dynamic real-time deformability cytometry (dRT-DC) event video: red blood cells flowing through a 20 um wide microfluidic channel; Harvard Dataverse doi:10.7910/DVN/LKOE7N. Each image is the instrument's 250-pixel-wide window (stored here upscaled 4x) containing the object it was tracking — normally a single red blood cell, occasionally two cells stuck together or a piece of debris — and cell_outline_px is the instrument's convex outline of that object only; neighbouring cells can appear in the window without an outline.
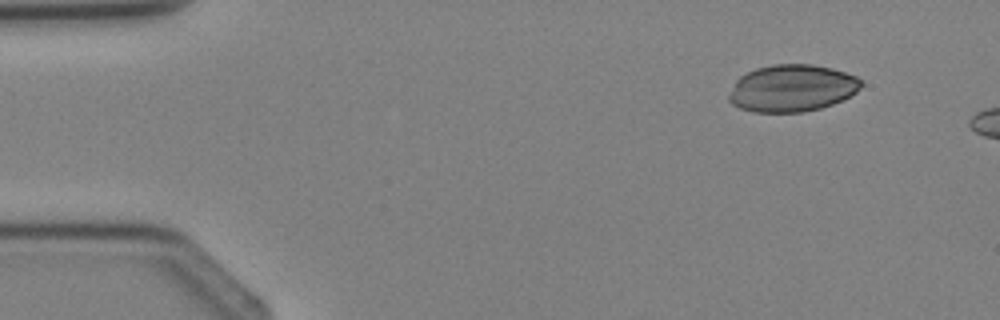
{"species": "Egyptian fruit bat (a non-hibernating species)", "species_latin": "Rousettus aegyptiacus", "temperature_condition": "cold", "stored_images_in_passage": 3, "camera_frame_rate_fps": 3000, "um_per_image_px": 0.085, "animal": {"sex": "female"}, "frame": {"image": 1, "passage_image": 1, "time_ms": 0.0, "image_size_px": [1000, 320], "cell_outline_px": [[864, 84], [856, 92], [832, 104], [820, 108], [804, 112], [752, 112], [740, 108], [732, 104], [728, 100], [728, 96], [736, 80], [740, 76], [756, 68], [772, 64], [812, 64], [832, 68], [856, 76]], "centroid_in_image_um": [67.3, 7.49], "position_along_channel_um": 17.7, "area_um2": 36.24}}